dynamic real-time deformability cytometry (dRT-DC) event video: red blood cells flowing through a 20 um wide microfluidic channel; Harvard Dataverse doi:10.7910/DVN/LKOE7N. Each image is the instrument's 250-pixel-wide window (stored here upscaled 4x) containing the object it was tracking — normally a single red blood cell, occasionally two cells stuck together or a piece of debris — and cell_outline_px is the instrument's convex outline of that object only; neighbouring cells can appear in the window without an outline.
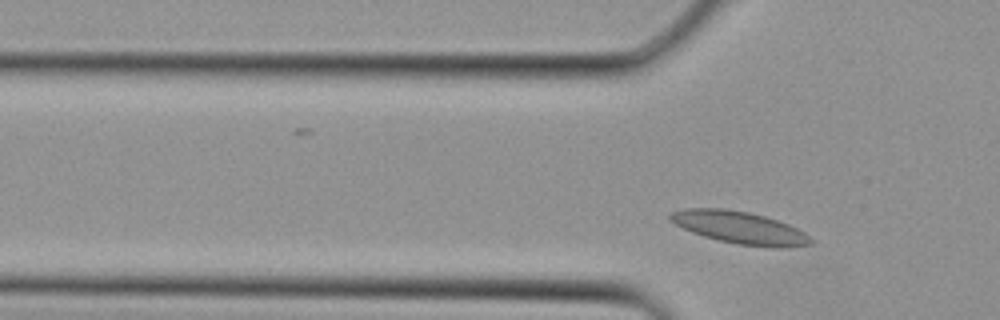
{"species": "Egyptian fruit bat (a non-hibernating species)", "species_latin": "Rousettus aegyptiacus", "temperature_condition": "cold", "stored_images_in_passage": 3, "camera_frame_rate_fps": 3000, "um_per_image_px": 0.085, "animal": {"sex": "female"}, "frame": {"image": 1, "passage_image": 2, "time_ms": 0.333, "image_size_px": [1000, 320], "cell_outline_px": [[816, 240], [812, 244], [784, 248], [776, 248], [740, 244], [720, 240], [704, 236], [692, 232], [668, 220], [668, 216], [672, 212], [684, 208], [724, 208], [748, 212], [764, 216], [788, 224], [804, 232]], "centroid_in_image_um": [62.9, 19.34], "position_along_channel_um": 62.9, "area_um2": 26.41}}
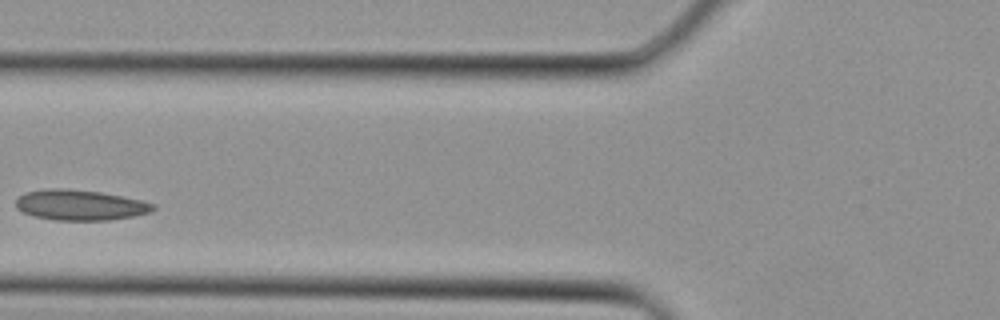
{"frame": {"image": 2, "passage_image": 3, "time_ms": 0.667, "image_size_px": [1000, 320], "cell_outline_px": [[156, 208], [152, 212], [132, 216], [108, 220], [56, 220], [32, 216], [16, 208], [16, 200], [24, 192], [44, 188], [68, 188], [100, 192], [140, 200], [156, 204]], "centroid_in_image_um": [6.79, 17.42], "position_along_channel_um": 119.0, "area_um2": 24.45}}